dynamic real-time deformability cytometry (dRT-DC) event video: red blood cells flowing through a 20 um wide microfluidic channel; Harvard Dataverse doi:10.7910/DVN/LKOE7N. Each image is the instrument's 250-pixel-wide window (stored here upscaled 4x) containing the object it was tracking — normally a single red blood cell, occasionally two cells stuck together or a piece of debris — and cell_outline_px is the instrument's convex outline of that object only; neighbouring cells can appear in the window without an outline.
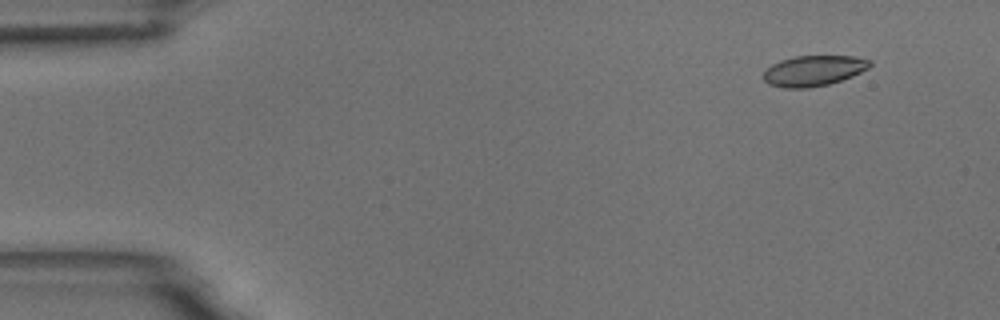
{"species": "common noctule bat (a hibernating species)", "species_latin": "Nyctalus noctula", "temperature_condition": "room temperature", "stored_images_in_passage": 10, "camera_frame_rate_fps": 3000, "um_per_image_px": 0.085, "animal": {"sex": "male", "body_mass_g": 18.8}, "frame": {"image": 1, "passage_image": 2, "time_ms": 1.333, "image_size_px": [1000, 320], "cell_outline_px": [[872, 64], [868, 68], [852, 76], [828, 84], [808, 88], [784, 88], [768, 84], [760, 76], [772, 64], [780, 60], [792, 56], [852, 56], [872, 60]], "centroid_in_image_um": [69.12, 6.01], "position_along_channel_um": 15.9, "area_um2": 19.02}}
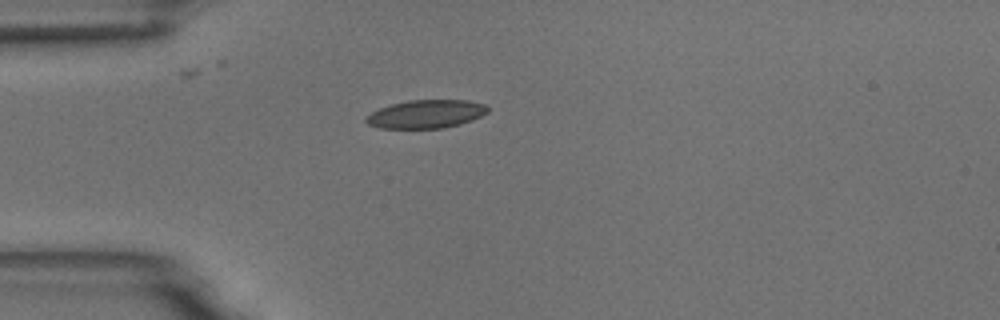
{"frame": {"image": 2, "passage_image": 4, "time_ms": 4.667, "image_size_px": [1000, 320], "cell_outline_px": [[488, 112], [472, 120], [460, 124], [444, 128], [380, 128], [368, 124], [364, 120], [372, 112], [380, 108], [392, 104], [408, 100], [468, 100], [484, 104], [488, 108]], "centroid_in_image_um": [36.23, 9.69], "position_along_channel_um": 48.8, "area_um2": 19.94}}
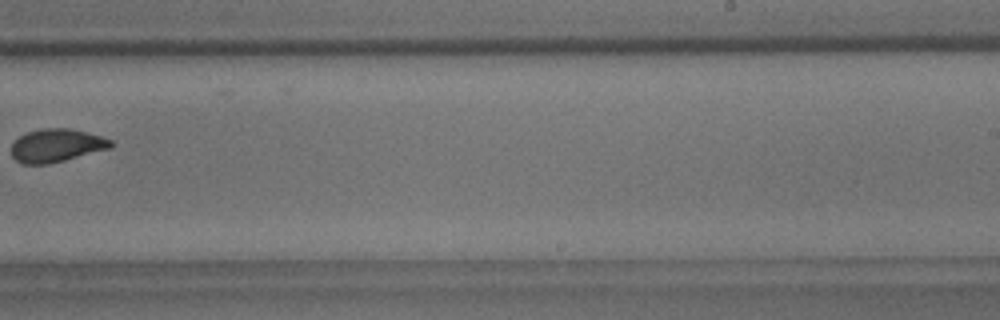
{"frame": {"image": 3, "passage_image": 10, "time_ms": 11.333, "image_size_px": [1000, 320], "cell_outline_px": [[116, 144], [112, 148], [48, 164], [20, 164], [12, 156], [12, 144], [20, 136], [28, 132], [44, 128], [68, 128], [100, 136], [112, 140]], "centroid_in_image_um": [4.82, 12.37], "position_along_channel_um": 284.2, "area_um2": 19.13}}